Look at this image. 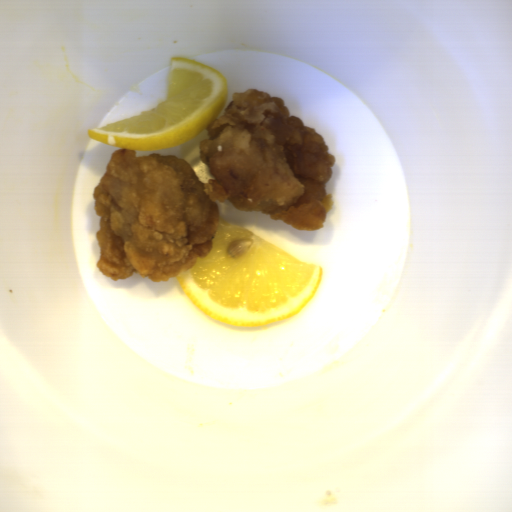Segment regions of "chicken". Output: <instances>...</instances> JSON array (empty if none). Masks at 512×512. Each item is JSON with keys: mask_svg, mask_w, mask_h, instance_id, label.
I'll use <instances>...</instances> for the list:
<instances>
[{"mask_svg": "<svg viewBox=\"0 0 512 512\" xmlns=\"http://www.w3.org/2000/svg\"><path fill=\"white\" fill-rule=\"evenodd\" d=\"M224 111L199 145L215 178L207 183L176 155L111 154L93 189L100 273L118 281L136 272L156 283L184 274L214 245L216 201L300 230L323 228L335 204L326 184L336 163L324 137L290 116L282 98L254 88L232 93Z\"/></svg>", "mask_w": 512, "mask_h": 512, "instance_id": "ae283196", "label": "chicken"}]
</instances>
